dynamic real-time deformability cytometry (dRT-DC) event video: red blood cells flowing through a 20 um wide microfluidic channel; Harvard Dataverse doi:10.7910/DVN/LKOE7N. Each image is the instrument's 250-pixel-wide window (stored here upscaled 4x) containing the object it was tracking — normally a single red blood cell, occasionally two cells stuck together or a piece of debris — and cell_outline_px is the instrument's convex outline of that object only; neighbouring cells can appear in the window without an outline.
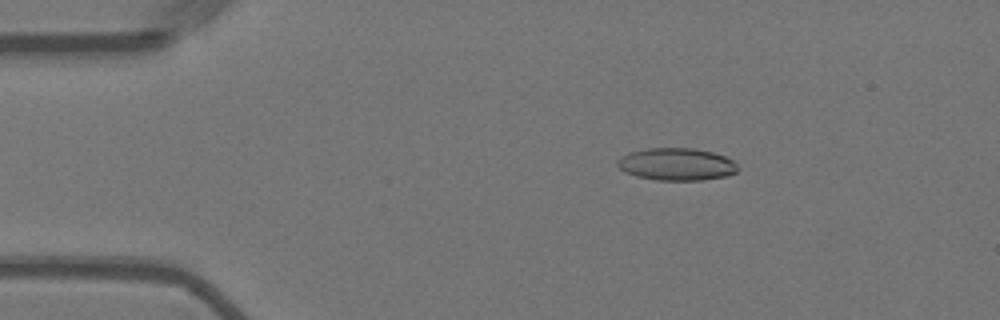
{"species": "Egyptian fruit bat (a non-hibernating species)", "species_latin": "Rousettus aegyptiacus", "temperature_condition": "warm", "stored_images_in_passage": 54, "camera_frame_rate_fps": 3000, "um_per_image_px": 0.085, "animal": {"sex": "female"}, "frame": {"image": 1, "passage_image": 8, "time_ms": 2.333, "image_size_px": [1000, 320], "cell_outline_px": [[740, 168], [736, 172], [728, 176], [700, 180], [656, 180], [636, 176], [624, 172], [616, 164], [616, 160], [628, 152], [648, 148], [692, 148], [712, 152], [724, 156], [732, 160]], "centroid_in_image_um": [57.49, 13.96], "position_along_channel_um": 27.5, "area_um2": 22.83}}
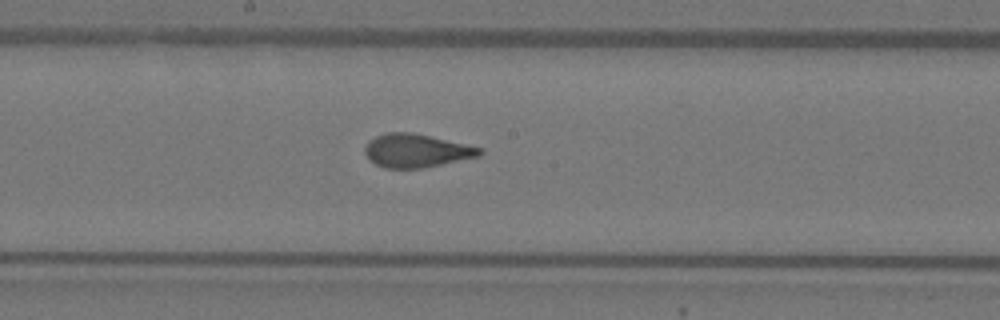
{"frame": {"image": 2, "passage_image": 28, "time_ms": 9.0, "image_size_px": [1000, 320], "cell_outline_px": [[484, 152], [480, 156], [420, 168], [384, 168], [368, 160], [364, 152], [364, 148], [368, 140], [376, 136], [388, 132], [412, 132], [484, 148]], "centroid_in_image_um": [35.37, 12.8], "position_along_channel_um": 212.8, "area_um2": 22.37}}
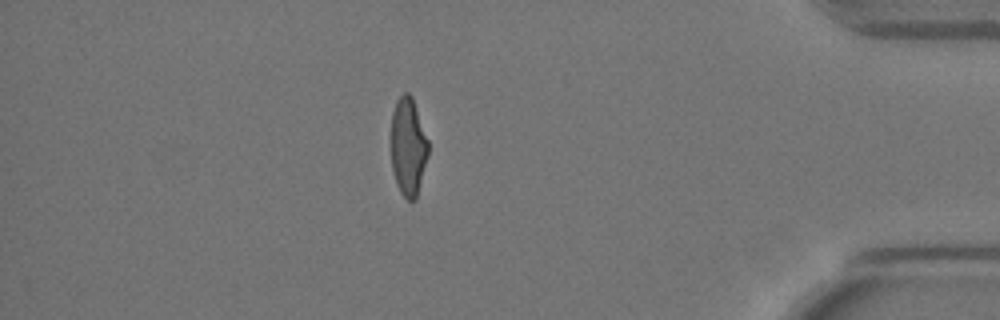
{"frame": {"image": 3, "passage_image": 47, "time_ms": 15.333, "image_size_px": [1000, 320], "cell_outline_px": [[428, 156], [416, 200], [408, 200], [400, 192], [396, 184], [392, 168], [392, 112], [396, 100], [404, 92], [408, 92], [412, 96], [428, 140]], "centroid_in_image_um": [34.7, 12.47], "position_along_channel_um": 400.5, "area_um2": 21.21}, "authors_computed_cell_mechanics": {"area_um2": 22.4553, "velocity_mm_per_s": 3.6279, "shape_relaxation_time_tau1_ms": 9.0298, "shape_relaxation_time_tau2_ms": 0.8483, "deformation_change_tau1": 0.2561, "deformation_change_tau2": 0.0846}}